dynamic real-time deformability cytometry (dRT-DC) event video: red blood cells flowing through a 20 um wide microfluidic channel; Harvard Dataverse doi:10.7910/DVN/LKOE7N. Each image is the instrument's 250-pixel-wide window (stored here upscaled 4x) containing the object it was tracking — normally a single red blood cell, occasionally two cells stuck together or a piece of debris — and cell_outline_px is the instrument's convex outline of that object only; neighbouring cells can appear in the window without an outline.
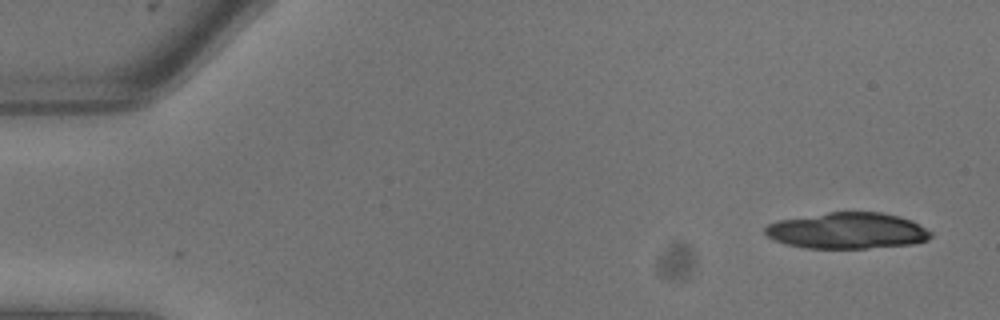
{"species": "common noctule bat (a hibernating species)", "species_latin": "Nyctalus noctula", "temperature_condition": "warm", "stored_images_in_passage": 11, "camera_frame_rate_fps": 3000, "um_per_image_px": 0.085, "animal": {"sex": "male", "body_mass_g": 13.3}, "frame": {"image": 1, "passage_image": 1, "time_ms": 0.0, "image_size_px": [1000, 320], "cell_outline_px": [[932, 236], [928, 240], [912, 244], [868, 248], [804, 248], [784, 244], [768, 236], [764, 232], [764, 228], [768, 224], [776, 220], [828, 212], [880, 212], [900, 216], [912, 220], [932, 232]], "centroid_in_image_um": [72.02, 19.6], "position_along_channel_um": 13.0, "area_um2": 35.14}}